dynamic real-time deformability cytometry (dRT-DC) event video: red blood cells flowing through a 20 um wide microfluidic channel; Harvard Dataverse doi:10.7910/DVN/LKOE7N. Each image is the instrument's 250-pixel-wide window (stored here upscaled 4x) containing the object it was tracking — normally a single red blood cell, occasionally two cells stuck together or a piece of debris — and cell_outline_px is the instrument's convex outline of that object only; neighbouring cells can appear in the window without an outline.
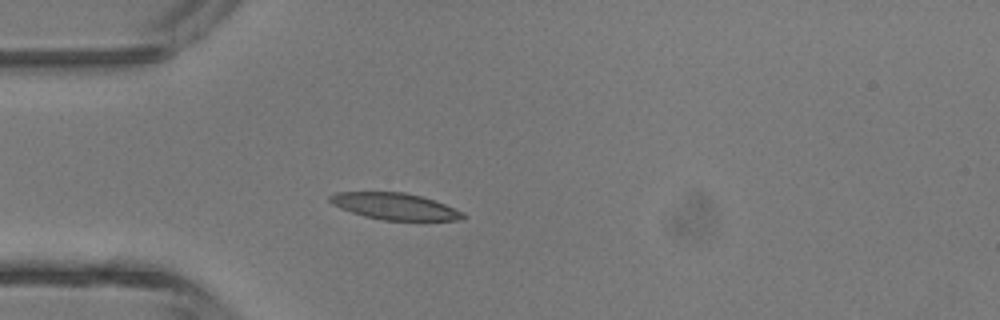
{"species": "common noctule bat (a hibernating species)", "species_latin": "Nyctalus noctula", "temperature_condition": "room temperature", "stored_images_in_passage": 1, "camera_frame_rate_fps": 3000, "um_per_image_px": 0.085, "animal": {"sex": "male", "body_mass_g": 13.3}, "frame": {"image": 1, "passage_image": 1, "time_ms": 0.0, "image_size_px": [1000, 320], "cell_outline_px": [[468, 216], [464, 220], [384, 220], [364, 216], [340, 208], [332, 204], [328, 200], [328, 196], [336, 192], [404, 192], [420, 196], [444, 204], [464, 212]], "centroid_in_image_um": [33.56, 17.54], "position_along_channel_um": 51.4, "area_um2": 20.58}}